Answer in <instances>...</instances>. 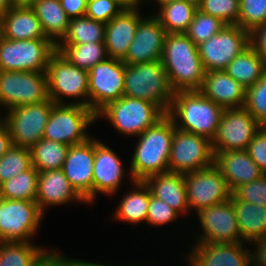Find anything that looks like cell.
Masks as SVG:
<instances>
[{
  "mask_svg": "<svg viewBox=\"0 0 266 266\" xmlns=\"http://www.w3.org/2000/svg\"><path fill=\"white\" fill-rule=\"evenodd\" d=\"M250 45V32L239 25H226L213 37L198 45L199 57L206 72L224 70Z\"/></svg>",
  "mask_w": 266,
  "mask_h": 266,
  "instance_id": "obj_13",
  "label": "cell"
},
{
  "mask_svg": "<svg viewBox=\"0 0 266 266\" xmlns=\"http://www.w3.org/2000/svg\"><path fill=\"white\" fill-rule=\"evenodd\" d=\"M31 8L39 19L45 36L57 45L66 35L70 22L60 0H39Z\"/></svg>",
  "mask_w": 266,
  "mask_h": 266,
  "instance_id": "obj_29",
  "label": "cell"
},
{
  "mask_svg": "<svg viewBox=\"0 0 266 266\" xmlns=\"http://www.w3.org/2000/svg\"><path fill=\"white\" fill-rule=\"evenodd\" d=\"M161 62L174 93L200 90L206 71L198 46L185 33L166 34Z\"/></svg>",
  "mask_w": 266,
  "mask_h": 266,
  "instance_id": "obj_1",
  "label": "cell"
},
{
  "mask_svg": "<svg viewBox=\"0 0 266 266\" xmlns=\"http://www.w3.org/2000/svg\"><path fill=\"white\" fill-rule=\"evenodd\" d=\"M43 216L36 201L0 198V241H31Z\"/></svg>",
  "mask_w": 266,
  "mask_h": 266,
  "instance_id": "obj_11",
  "label": "cell"
},
{
  "mask_svg": "<svg viewBox=\"0 0 266 266\" xmlns=\"http://www.w3.org/2000/svg\"><path fill=\"white\" fill-rule=\"evenodd\" d=\"M266 22V0H240L238 25L249 32Z\"/></svg>",
  "mask_w": 266,
  "mask_h": 266,
  "instance_id": "obj_42",
  "label": "cell"
},
{
  "mask_svg": "<svg viewBox=\"0 0 266 266\" xmlns=\"http://www.w3.org/2000/svg\"><path fill=\"white\" fill-rule=\"evenodd\" d=\"M185 183L189 209H195V212L223 203L232 196L226 180L215 165L186 173Z\"/></svg>",
  "mask_w": 266,
  "mask_h": 266,
  "instance_id": "obj_16",
  "label": "cell"
},
{
  "mask_svg": "<svg viewBox=\"0 0 266 266\" xmlns=\"http://www.w3.org/2000/svg\"><path fill=\"white\" fill-rule=\"evenodd\" d=\"M39 172L31 166L28 170L0 184V198L35 201Z\"/></svg>",
  "mask_w": 266,
  "mask_h": 266,
  "instance_id": "obj_36",
  "label": "cell"
},
{
  "mask_svg": "<svg viewBox=\"0 0 266 266\" xmlns=\"http://www.w3.org/2000/svg\"><path fill=\"white\" fill-rule=\"evenodd\" d=\"M151 195L169 205L179 214L185 215L190 211L187 202L185 174L162 173L147 177L144 180Z\"/></svg>",
  "mask_w": 266,
  "mask_h": 266,
  "instance_id": "obj_26",
  "label": "cell"
},
{
  "mask_svg": "<svg viewBox=\"0 0 266 266\" xmlns=\"http://www.w3.org/2000/svg\"><path fill=\"white\" fill-rule=\"evenodd\" d=\"M199 91L223 109L241 108L245 105L246 88L224 70L205 72Z\"/></svg>",
  "mask_w": 266,
  "mask_h": 266,
  "instance_id": "obj_24",
  "label": "cell"
},
{
  "mask_svg": "<svg viewBox=\"0 0 266 266\" xmlns=\"http://www.w3.org/2000/svg\"><path fill=\"white\" fill-rule=\"evenodd\" d=\"M197 8L219 18L226 25H238L240 0H198Z\"/></svg>",
  "mask_w": 266,
  "mask_h": 266,
  "instance_id": "obj_40",
  "label": "cell"
},
{
  "mask_svg": "<svg viewBox=\"0 0 266 266\" xmlns=\"http://www.w3.org/2000/svg\"><path fill=\"white\" fill-rule=\"evenodd\" d=\"M243 244L196 242L187 260L190 266H249L252 252Z\"/></svg>",
  "mask_w": 266,
  "mask_h": 266,
  "instance_id": "obj_20",
  "label": "cell"
},
{
  "mask_svg": "<svg viewBox=\"0 0 266 266\" xmlns=\"http://www.w3.org/2000/svg\"><path fill=\"white\" fill-rule=\"evenodd\" d=\"M13 145L11 136L5 122L0 119V157H2Z\"/></svg>",
  "mask_w": 266,
  "mask_h": 266,
  "instance_id": "obj_51",
  "label": "cell"
},
{
  "mask_svg": "<svg viewBox=\"0 0 266 266\" xmlns=\"http://www.w3.org/2000/svg\"><path fill=\"white\" fill-rule=\"evenodd\" d=\"M106 23L89 17L70 19L66 35L57 44H83L104 42Z\"/></svg>",
  "mask_w": 266,
  "mask_h": 266,
  "instance_id": "obj_35",
  "label": "cell"
},
{
  "mask_svg": "<svg viewBox=\"0 0 266 266\" xmlns=\"http://www.w3.org/2000/svg\"><path fill=\"white\" fill-rule=\"evenodd\" d=\"M139 6L137 8L123 9L117 16L106 23L104 44L109 58L123 60L140 20Z\"/></svg>",
  "mask_w": 266,
  "mask_h": 266,
  "instance_id": "obj_22",
  "label": "cell"
},
{
  "mask_svg": "<svg viewBox=\"0 0 266 266\" xmlns=\"http://www.w3.org/2000/svg\"><path fill=\"white\" fill-rule=\"evenodd\" d=\"M88 0H60L63 10L70 19L86 14Z\"/></svg>",
  "mask_w": 266,
  "mask_h": 266,
  "instance_id": "obj_49",
  "label": "cell"
},
{
  "mask_svg": "<svg viewBox=\"0 0 266 266\" xmlns=\"http://www.w3.org/2000/svg\"><path fill=\"white\" fill-rule=\"evenodd\" d=\"M214 155V165L220 170L232 192L238 186L264 175L246 150L222 151Z\"/></svg>",
  "mask_w": 266,
  "mask_h": 266,
  "instance_id": "obj_25",
  "label": "cell"
},
{
  "mask_svg": "<svg viewBox=\"0 0 266 266\" xmlns=\"http://www.w3.org/2000/svg\"><path fill=\"white\" fill-rule=\"evenodd\" d=\"M70 146L45 138L31 148L32 166L38 171L62 169Z\"/></svg>",
  "mask_w": 266,
  "mask_h": 266,
  "instance_id": "obj_34",
  "label": "cell"
},
{
  "mask_svg": "<svg viewBox=\"0 0 266 266\" xmlns=\"http://www.w3.org/2000/svg\"><path fill=\"white\" fill-rule=\"evenodd\" d=\"M202 227V235H197L196 242L202 243H237L241 242L238 220L235 216L231 199L204 208L196 213Z\"/></svg>",
  "mask_w": 266,
  "mask_h": 266,
  "instance_id": "obj_17",
  "label": "cell"
},
{
  "mask_svg": "<svg viewBox=\"0 0 266 266\" xmlns=\"http://www.w3.org/2000/svg\"><path fill=\"white\" fill-rule=\"evenodd\" d=\"M32 166L30 148H11L0 157V184L28 170Z\"/></svg>",
  "mask_w": 266,
  "mask_h": 266,
  "instance_id": "obj_38",
  "label": "cell"
},
{
  "mask_svg": "<svg viewBox=\"0 0 266 266\" xmlns=\"http://www.w3.org/2000/svg\"><path fill=\"white\" fill-rule=\"evenodd\" d=\"M232 195L239 201L266 207V174L255 181L238 186Z\"/></svg>",
  "mask_w": 266,
  "mask_h": 266,
  "instance_id": "obj_43",
  "label": "cell"
},
{
  "mask_svg": "<svg viewBox=\"0 0 266 266\" xmlns=\"http://www.w3.org/2000/svg\"><path fill=\"white\" fill-rule=\"evenodd\" d=\"M55 51L50 39L10 40L0 36V71H46Z\"/></svg>",
  "mask_w": 266,
  "mask_h": 266,
  "instance_id": "obj_8",
  "label": "cell"
},
{
  "mask_svg": "<svg viewBox=\"0 0 266 266\" xmlns=\"http://www.w3.org/2000/svg\"><path fill=\"white\" fill-rule=\"evenodd\" d=\"M0 36L10 40L49 39L31 7H12L1 17Z\"/></svg>",
  "mask_w": 266,
  "mask_h": 266,
  "instance_id": "obj_27",
  "label": "cell"
},
{
  "mask_svg": "<svg viewBox=\"0 0 266 266\" xmlns=\"http://www.w3.org/2000/svg\"><path fill=\"white\" fill-rule=\"evenodd\" d=\"M13 7L11 0H0V17Z\"/></svg>",
  "mask_w": 266,
  "mask_h": 266,
  "instance_id": "obj_54",
  "label": "cell"
},
{
  "mask_svg": "<svg viewBox=\"0 0 266 266\" xmlns=\"http://www.w3.org/2000/svg\"><path fill=\"white\" fill-rule=\"evenodd\" d=\"M86 201L71 186L62 169L39 172L36 203L44 214L45 208L67 204L71 201Z\"/></svg>",
  "mask_w": 266,
  "mask_h": 266,
  "instance_id": "obj_23",
  "label": "cell"
},
{
  "mask_svg": "<svg viewBox=\"0 0 266 266\" xmlns=\"http://www.w3.org/2000/svg\"><path fill=\"white\" fill-rule=\"evenodd\" d=\"M223 112L220 105L206 98L200 91H180L174 93L167 115L177 129L212 141Z\"/></svg>",
  "mask_w": 266,
  "mask_h": 266,
  "instance_id": "obj_3",
  "label": "cell"
},
{
  "mask_svg": "<svg viewBox=\"0 0 266 266\" xmlns=\"http://www.w3.org/2000/svg\"><path fill=\"white\" fill-rule=\"evenodd\" d=\"M14 7H32L39 0H11Z\"/></svg>",
  "mask_w": 266,
  "mask_h": 266,
  "instance_id": "obj_53",
  "label": "cell"
},
{
  "mask_svg": "<svg viewBox=\"0 0 266 266\" xmlns=\"http://www.w3.org/2000/svg\"><path fill=\"white\" fill-rule=\"evenodd\" d=\"M120 4L124 9L137 8L140 6V0H114Z\"/></svg>",
  "mask_w": 266,
  "mask_h": 266,
  "instance_id": "obj_52",
  "label": "cell"
},
{
  "mask_svg": "<svg viewBox=\"0 0 266 266\" xmlns=\"http://www.w3.org/2000/svg\"><path fill=\"white\" fill-rule=\"evenodd\" d=\"M224 71L245 88H248L266 73V63L249 45L226 66Z\"/></svg>",
  "mask_w": 266,
  "mask_h": 266,
  "instance_id": "obj_30",
  "label": "cell"
},
{
  "mask_svg": "<svg viewBox=\"0 0 266 266\" xmlns=\"http://www.w3.org/2000/svg\"><path fill=\"white\" fill-rule=\"evenodd\" d=\"M244 108L262 126H266V73L254 85L246 88Z\"/></svg>",
  "mask_w": 266,
  "mask_h": 266,
  "instance_id": "obj_41",
  "label": "cell"
},
{
  "mask_svg": "<svg viewBox=\"0 0 266 266\" xmlns=\"http://www.w3.org/2000/svg\"><path fill=\"white\" fill-rule=\"evenodd\" d=\"M124 96L150 101L167 114L174 92L161 60L125 64Z\"/></svg>",
  "mask_w": 266,
  "mask_h": 266,
  "instance_id": "obj_4",
  "label": "cell"
},
{
  "mask_svg": "<svg viewBox=\"0 0 266 266\" xmlns=\"http://www.w3.org/2000/svg\"><path fill=\"white\" fill-rule=\"evenodd\" d=\"M166 34L165 28L155 15L149 18L143 17L122 61L125 64L135 65L161 60Z\"/></svg>",
  "mask_w": 266,
  "mask_h": 266,
  "instance_id": "obj_19",
  "label": "cell"
},
{
  "mask_svg": "<svg viewBox=\"0 0 266 266\" xmlns=\"http://www.w3.org/2000/svg\"><path fill=\"white\" fill-rule=\"evenodd\" d=\"M97 121L96 114L78 104H54L45 126L43 138L71 146L86 142L91 136L86 131Z\"/></svg>",
  "mask_w": 266,
  "mask_h": 266,
  "instance_id": "obj_7",
  "label": "cell"
},
{
  "mask_svg": "<svg viewBox=\"0 0 266 266\" xmlns=\"http://www.w3.org/2000/svg\"><path fill=\"white\" fill-rule=\"evenodd\" d=\"M122 165L121 158L112 148L94 139L93 202L98 192L108 196L116 194L125 177Z\"/></svg>",
  "mask_w": 266,
  "mask_h": 266,
  "instance_id": "obj_21",
  "label": "cell"
},
{
  "mask_svg": "<svg viewBox=\"0 0 266 266\" xmlns=\"http://www.w3.org/2000/svg\"><path fill=\"white\" fill-rule=\"evenodd\" d=\"M79 259H69L61 254L58 250H48L43 249L37 259L35 260L33 266H74Z\"/></svg>",
  "mask_w": 266,
  "mask_h": 266,
  "instance_id": "obj_47",
  "label": "cell"
},
{
  "mask_svg": "<svg viewBox=\"0 0 266 266\" xmlns=\"http://www.w3.org/2000/svg\"><path fill=\"white\" fill-rule=\"evenodd\" d=\"M212 142L208 138L174 129L168 160L169 172L186 174L214 165Z\"/></svg>",
  "mask_w": 266,
  "mask_h": 266,
  "instance_id": "obj_10",
  "label": "cell"
},
{
  "mask_svg": "<svg viewBox=\"0 0 266 266\" xmlns=\"http://www.w3.org/2000/svg\"><path fill=\"white\" fill-rule=\"evenodd\" d=\"M250 45L266 63V22L250 32Z\"/></svg>",
  "mask_w": 266,
  "mask_h": 266,
  "instance_id": "obj_48",
  "label": "cell"
},
{
  "mask_svg": "<svg viewBox=\"0 0 266 266\" xmlns=\"http://www.w3.org/2000/svg\"><path fill=\"white\" fill-rule=\"evenodd\" d=\"M42 250L30 241H0V266H33Z\"/></svg>",
  "mask_w": 266,
  "mask_h": 266,
  "instance_id": "obj_37",
  "label": "cell"
},
{
  "mask_svg": "<svg viewBox=\"0 0 266 266\" xmlns=\"http://www.w3.org/2000/svg\"><path fill=\"white\" fill-rule=\"evenodd\" d=\"M55 103L49 98L40 103L9 109L1 118L8 127L14 146L31 148L43 138L51 108Z\"/></svg>",
  "mask_w": 266,
  "mask_h": 266,
  "instance_id": "obj_12",
  "label": "cell"
},
{
  "mask_svg": "<svg viewBox=\"0 0 266 266\" xmlns=\"http://www.w3.org/2000/svg\"><path fill=\"white\" fill-rule=\"evenodd\" d=\"M261 126L244 107L224 109L216 135L211 141L214 154L246 150Z\"/></svg>",
  "mask_w": 266,
  "mask_h": 266,
  "instance_id": "obj_15",
  "label": "cell"
},
{
  "mask_svg": "<svg viewBox=\"0 0 266 266\" xmlns=\"http://www.w3.org/2000/svg\"><path fill=\"white\" fill-rule=\"evenodd\" d=\"M94 139L71 145L62 170L71 186L86 201L93 204Z\"/></svg>",
  "mask_w": 266,
  "mask_h": 266,
  "instance_id": "obj_18",
  "label": "cell"
},
{
  "mask_svg": "<svg viewBox=\"0 0 266 266\" xmlns=\"http://www.w3.org/2000/svg\"><path fill=\"white\" fill-rule=\"evenodd\" d=\"M173 121L165 114L138 136V143L130 161L129 179L144 181L155 174L169 172V156L174 129Z\"/></svg>",
  "mask_w": 266,
  "mask_h": 266,
  "instance_id": "obj_2",
  "label": "cell"
},
{
  "mask_svg": "<svg viewBox=\"0 0 266 266\" xmlns=\"http://www.w3.org/2000/svg\"><path fill=\"white\" fill-rule=\"evenodd\" d=\"M56 50L72 65L89 71L108 58L104 42L83 44H57Z\"/></svg>",
  "mask_w": 266,
  "mask_h": 266,
  "instance_id": "obj_33",
  "label": "cell"
},
{
  "mask_svg": "<svg viewBox=\"0 0 266 266\" xmlns=\"http://www.w3.org/2000/svg\"><path fill=\"white\" fill-rule=\"evenodd\" d=\"M124 8L114 0H88L86 17L108 23Z\"/></svg>",
  "mask_w": 266,
  "mask_h": 266,
  "instance_id": "obj_45",
  "label": "cell"
},
{
  "mask_svg": "<svg viewBox=\"0 0 266 266\" xmlns=\"http://www.w3.org/2000/svg\"><path fill=\"white\" fill-rule=\"evenodd\" d=\"M241 235V242L251 243L266 237V207L230 198Z\"/></svg>",
  "mask_w": 266,
  "mask_h": 266,
  "instance_id": "obj_28",
  "label": "cell"
},
{
  "mask_svg": "<svg viewBox=\"0 0 266 266\" xmlns=\"http://www.w3.org/2000/svg\"><path fill=\"white\" fill-rule=\"evenodd\" d=\"M156 17L166 33H185L197 8L195 0H174L159 7Z\"/></svg>",
  "mask_w": 266,
  "mask_h": 266,
  "instance_id": "obj_32",
  "label": "cell"
},
{
  "mask_svg": "<svg viewBox=\"0 0 266 266\" xmlns=\"http://www.w3.org/2000/svg\"><path fill=\"white\" fill-rule=\"evenodd\" d=\"M135 186L126 193L115 211V218L127 223H146L151 191L144 181H133Z\"/></svg>",
  "mask_w": 266,
  "mask_h": 266,
  "instance_id": "obj_31",
  "label": "cell"
},
{
  "mask_svg": "<svg viewBox=\"0 0 266 266\" xmlns=\"http://www.w3.org/2000/svg\"><path fill=\"white\" fill-rule=\"evenodd\" d=\"M124 77L125 63L109 57L88 71L89 108L95 114L124 96Z\"/></svg>",
  "mask_w": 266,
  "mask_h": 266,
  "instance_id": "obj_14",
  "label": "cell"
},
{
  "mask_svg": "<svg viewBox=\"0 0 266 266\" xmlns=\"http://www.w3.org/2000/svg\"><path fill=\"white\" fill-rule=\"evenodd\" d=\"M74 266H113V265H104V264H98V263H93V262H89V261H83V260H79ZM115 266V265H114ZM117 266V265H116Z\"/></svg>",
  "mask_w": 266,
  "mask_h": 266,
  "instance_id": "obj_55",
  "label": "cell"
},
{
  "mask_svg": "<svg viewBox=\"0 0 266 266\" xmlns=\"http://www.w3.org/2000/svg\"><path fill=\"white\" fill-rule=\"evenodd\" d=\"M48 96L55 104H67L65 97L81 98L68 104L89 107L88 71L72 65L57 50L51 55L46 69Z\"/></svg>",
  "mask_w": 266,
  "mask_h": 266,
  "instance_id": "obj_6",
  "label": "cell"
},
{
  "mask_svg": "<svg viewBox=\"0 0 266 266\" xmlns=\"http://www.w3.org/2000/svg\"><path fill=\"white\" fill-rule=\"evenodd\" d=\"M143 1H145V0H143ZM142 0H140V3H142L143 2ZM149 1V0H148ZM151 1V0H150ZM154 0H152V2H153ZM171 1H174V0H156L155 2H157V3H159V6L161 7L162 5H164V4H166V3H169V2H171Z\"/></svg>",
  "mask_w": 266,
  "mask_h": 266,
  "instance_id": "obj_56",
  "label": "cell"
},
{
  "mask_svg": "<svg viewBox=\"0 0 266 266\" xmlns=\"http://www.w3.org/2000/svg\"><path fill=\"white\" fill-rule=\"evenodd\" d=\"M48 99L46 71H0V107L9 110Z\"/></svg>",
  "mask_w": 266,
  "mask_h": 266,
  "instance_id": "obj_9",
  "label": "cell"
},
{
  "mask_svg": "<svg viewBox=\"0 0 266 266\" xmlns=\"http://www.w3.org/2000/svg\"><path fill=\"white\" fill-rule=\"evenodd\" d=\"M164 115L152 102L128 96L108 103L96 114L97 120L103 116L120 134L131 137H138Z\"/></svg>",
  "mask_w": 266,
  "mask_h": 266,
  "instance_id": "obj_5",
  "label": "cell"
},
{
  "mask_svg": "<svg viewBox=\"0 0 266 266\" xmlns=\"http://www.w3.org/2000/svg\"><path fill=\"white\" fill-rule=\"evenodd\" d=\"M251 243L252 246H256L253 254L251 253V263L254 266H266V237Z\"/></svg>",
  "mask_w": 266,
  "mask_h": 266,
  "instance_id": "obj_50",
  "label": "cell"
},
{
  "mask_svg": "<svg viewBox=\"0 0 266 266\" xmlns=\"http://www.w3.org/2000/svg\"><path fill=\"white\" fill-rule=\"evenodd\" d=\"M181 216L177 211L167 205L165 202L153 197L150 194L148 214L146 223L152 226L166 225L175 221Z\"/></svg>",
  "mask_w": 266,
  "mask_h": 266,
  "instance_id": "obj_44",
  "label": "cell"
},
{
  "mask_svg": "<svg viewBox=\"0 0 266 266\" xmlns=\"http://www.w3.org/2000/svg\"><path fill=\"white\" fill-rule=\"evenodd\" d=\"M246 151L260 170L266 174V126H261L255 133Z\"/></svg>",
  "mask_w": 266,
  "mask_h": 266,
  "instance_id": "obj_46",
  "label": "cell"
},
{
  "mask_svg": "<svg viewBox=\"0 0 266 266\" xmlns=\"http://www.w3.org/2000/svg\"><path fill=\"white\" fill-rule=\"evenodd\" d=\"M225 26L226 24L219 18L197 9L185 34L198 46L220 32Z\"/></svg>",
  "mask_w": 266,
  "mask_h": 266,
  "instance_id": "obj_39",
  "label": "cell"
}]
</instances>
